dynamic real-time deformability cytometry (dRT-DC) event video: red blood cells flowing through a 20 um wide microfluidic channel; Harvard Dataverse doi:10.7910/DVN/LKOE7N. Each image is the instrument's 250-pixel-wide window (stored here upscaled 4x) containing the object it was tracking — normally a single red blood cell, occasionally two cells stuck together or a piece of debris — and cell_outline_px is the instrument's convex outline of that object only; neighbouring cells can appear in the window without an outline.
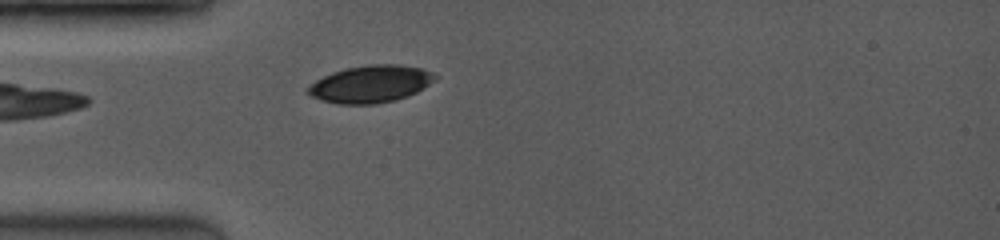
{"species": "common noctule bat (a hibernating species)", "species_latin": "Nyctalus noctula", "temperature_condition": "room temperature", "stored_images_in_passage": 38, "camera_frame_rate_fps": 3500, "um_per_image_px": 0.085, "animal": {"sex": "female", "body_mass_g": 19.0, "forearm_length_mm": 53.3}, "frame": {"image": 1, "passage_image": 2, "time_ms": 0.857, "image_size_px": [1000, 240], "cell_outline_px": [[436, 80], [424, 88], [408, 96], [396, 100], [376, 104], [340, 104], [320, 100], [304, 92], [304, 88], [316, 80], [332, 72], [344, 68], [372, 64], [396, 64], [420, 68], [432, 72], [436, 76]], "centroid_in_image_um": [31.47, 7.15], "position_along_channel_um": 53.5, "area_um2": 27.8}}
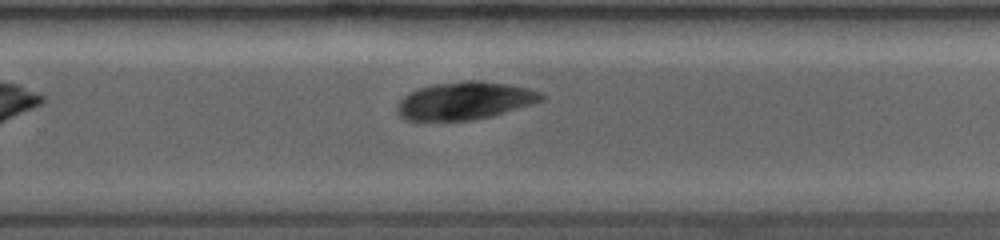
{"frame": {"image": 2, "passage_image": 22, "time_ms": 6.857, "image_size_px": [1000, 240], "cell_outline_px": [[544, 100], [532, 104], [492, 116], [472, 120], [404, 120], [396, 112], [396, 104], [408, 92], [416, 88], [432, 84], [468, 80], [480, 80], [508, 84], [528, 88], [544, 92]], "centroid_in_image_um": [39.49, 8.55], "position_along_channel_um": 290.3, "area_um2": 32.02}}
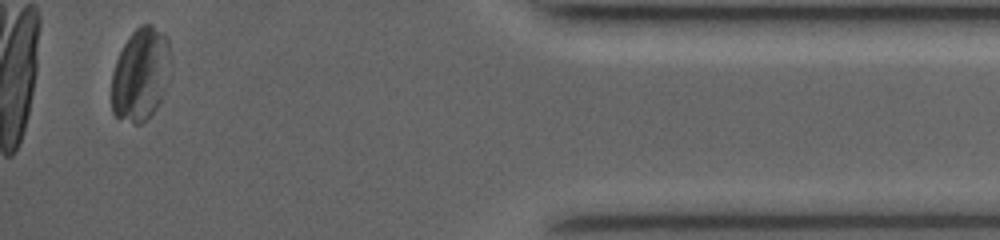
{"frame": {"image": 3, "passage_image": 36, "time_ms": 11.143, "image_size_px": [1000, 240], "cell_outline_px": [[168, 80], [164, 92], [156, 108], [140, 124], [132, 124], [116, 116], [112, 112], [112, 72], [116, 60], [124, 44], [132, 32], [140, 24], [152, 24], [164, 32], [168, 36]], "centroid_in_image_um": [11.93, 6.3], "position_along_channel_um": 423.3, "area_um2": 31.79}}